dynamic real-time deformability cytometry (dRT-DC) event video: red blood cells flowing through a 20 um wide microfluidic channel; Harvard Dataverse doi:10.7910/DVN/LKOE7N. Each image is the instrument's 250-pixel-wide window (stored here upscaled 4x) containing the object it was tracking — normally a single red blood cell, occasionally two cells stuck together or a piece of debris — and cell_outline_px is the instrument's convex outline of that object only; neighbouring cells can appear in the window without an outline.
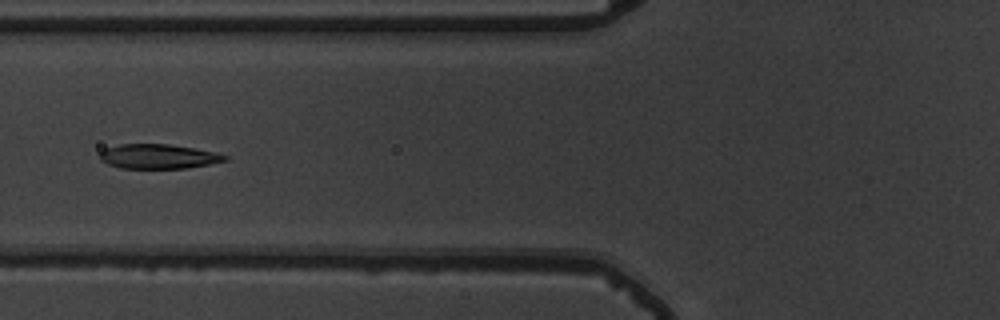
{"species": "common noctule bat (a hibernating species)", "species_latin": "Nyctalus noctula", "temperature_condition": "warm", "stored_images_in_passage": 51, "camera_frame_rate_fps": 3000, "um_per_image_px": 0.085, "animal": {"sex": "male", "body_mass_g": 19.5, "forearm_length_mm": 54.6}, "frame": {"image": 1, "passage_image": 18, "time_ms": 5.667, "image_size_px": [1000, 320], "cell_outline_px": [[228, 160], [188, 168], [120, 168], [108, 164], [100, 160], [100, 152], [104, 148], [120, 144], [168, 144], [216, 152], [228, 156]], "centroid_in_image_um": [13.44, 13.29], "position_along_channel_um": 112.4, "area_um2": 17.86}}
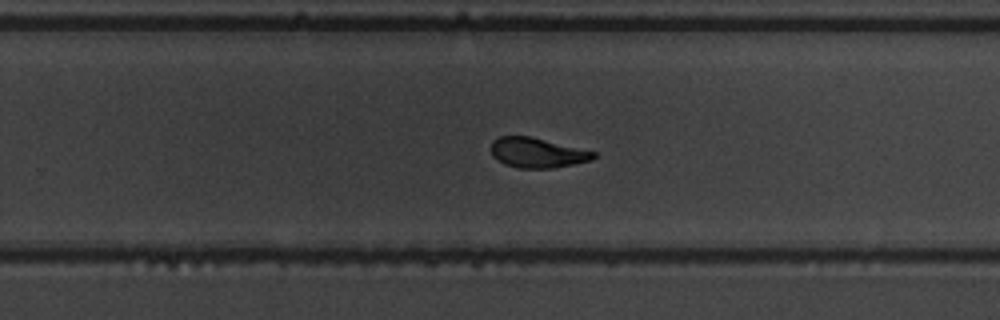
{"frame": {"image": 2, "passage_image": 32, "time_ms": 10.333, "image_size_px": [1000, 320], "cell_outline_px": [[596, 156], [592, 160], [552, 168], [520, 168], [504, 164], [496, 160], [492, 156], [492, 140], [500, 136], [528, 136], [596, 152]], "centroid_in_image_um": [45.63, 12.99], "position_along_channel_um": 284.2, "area_um2": 17.69}}
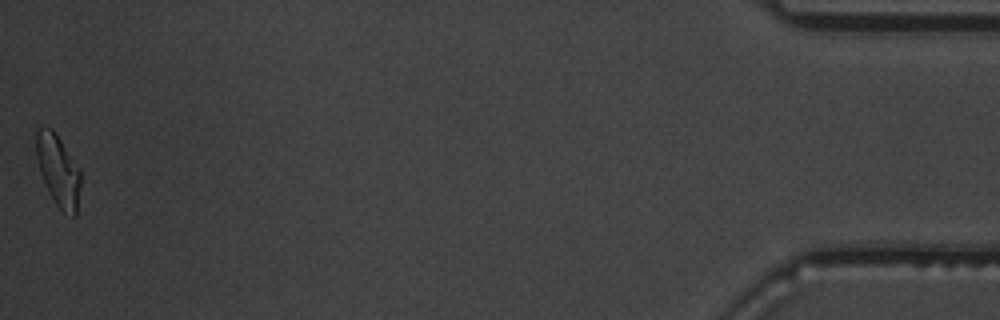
{"frame": {"image": 3, "passage_image": 51, "time_ms": 16.667, "image_size_px": [1000, 320], "cell_outline_px": [[80, 184], [76, 216], [72, 216], [64, 212], [56, 204], [40, 172], [36, 156], [36, 132], [40, 128], [52, 128], [80, 168]], "centroid_in_image_um": [4.96, 14.47], "position_along_channel_um": 430.2, "area_um2": 18.09}, "authors_computed_cell_mechanics": {"area_um2": 18.6116, "velocity_mm_per_s": 3.6868, "shape_relaxation_time_tau1_ms": 3.9298, "shape_relaxation_time_tau2_ms": 4.914, "deformation_change_tau1": 0.1846, "deformation_change_tau2": 0.0589}}